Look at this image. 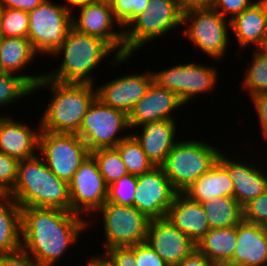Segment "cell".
Wrapping results in <instances>:
<instances>
[{"label": "cell", "instance_id": "1", "mask_svg": "<svg viewBox=\"0 0 267 266\" xmlns=\"http://www.w3.org/2000/svg\"><path fill=\"white\" fill-rule=\"evenodd\" d=\"M87 218L62 209L21 208L22 250L43 266L60 264V259L89 227ZM80 234V235H79Z\"/></svg>", "mask_w": 267, "mask_h": 266}, {"label": "cell", "instance_id": "2", "mask_svg": "<svg viewBox=\"0 0 267 266\" xmlns=\"http://www.w3.org/2000/svg\"><path fill=\"white\" fill-rule=\"evenodd\" d=\"M113 52L114 55L111 58L110 54ZM51 55L53 57L62 55V62L54 71L44 72L45 77L61 83L92 85L96 82L91 74L106 57L110 56L113 62L111 64L115 66L125 63L132 57V55L117 54L106 41L81 33L73 27L68 31L63 43Z\"/></svg>", "mask_w": 267, "mask_h": 266}, {"label": "cell", "instance_id": "3", "mask_svg": "<svg viewBox=\"0 0 267 266\" xmlns=\"http://www.w3.org/2000/svg\"><path fill=\"white\" fill-rule=\"evenodd\" d=\"M9 195L21 207L57 208L71 212L69 185L58 178L38 154L20 160Z\"/></svg>", "mask_w": 267, "mask_h": 266}, {"label": "cell", "instance_id": "4", "mask_svg": "<svg viewBox=\"0 0 267 266\" xmlns=\"http://www.w3.org/2000/svg\"><path fill=\"white\" fill-rule=\"evenodd\" d=\"M42 88L51 89L52 97L41 116V130L53 133H76L89 106L97 97L96 86L61 83L44 76L33 87V93L36 95V91Z\"/></svg>", "mask_w": 267, "mask_h": 266}, {"label": "cell", "instance_id": "5", "mask_svg": "<svg viewBox=\"0 0 267 266\" xmlns=\"http://www.w3.org/2000/svg\"><path fill=\"white\" fill-rule=\"evenodd\" d=\"M222 151L206 141L178 140L161 165L178 193H183L218 161Z\"/></svg>", "mask_w": 267, "mask_h": 266}, {"label": "cell", "instance_id": "6", "mask_svg": "<svg viewBox=\"0 0 267 266\" xmlns=\"http://www.w3.org/2000/svg\"><path fill=\"white\" fill-rule=\"evenodd\" d=\"M182 13L175 0H149L147 8L123 29L124 55L181 27Z\"/></svg>", "mask_w": 267, "mask_h": 266}, {"label": "cell", "instance_id": "7", "mask_svg": "<svg viewBox=\"0 0 267 266\" xmlns=\"http://www.w3.org/2000/svg\"><path fill=\"white\" fill-rule=\"evenodd\" d=\"M189 24V25H188ZM182 35L210 58L220 62L227 54L230 20L222 17L212 6L182 13Z\"/></svg>", "mask_w": 267, "mask_h": 266}, {"label": "cell", "instance_id": "8", "mask_svg": "<svg viewBox=\"0 0 267 266\" xmlns=\"http://www.w3.org/2000/svg\"><path fill=\"white\" fill-rule=\"evenodd\" d=\"M127 129L131 130L128 115L109 107L96 97L75 134L84 140L89 152H92L97 149L115 147L131 134L126 131ZM123 130L129 134L123 135Z\"/></svg>", "mask_w": 267, "mask_h": 266}, {"label": "cell", "instance_id": "9", "mask_svg": "<svg viewBox=\"0 0 267 266\" xmlns=\"http://www.w3.org/2000/svg\"><path fill=\"white\" fill-rule=\"evenodd\" d=\"M72 15L62 4L50 0L28 12V39L39 55H51L63 43L72 27Z\"/></svg>", "mask_w": 267, "mask_h": 266}, {"label": "cell", "instance_id": "10", "mask_svg": "<svg viewBox=\"0 0 267 266\" xmlns=\"http://www.w3.org/2000/svg\"><path fill=\"white\" fill-rule=\"evenodd\" d=\"M98 212L102 215L104 250L146 242L150 220L135 207L106 201L94 215Z\"/></svg>", "mask_w": 267, "mask_h": 266}, {"label": "cell", "instance_id": "11", "mask_svg": "<svg viewBox=\"0 0 267 266\" xmlns=\"http://www.w3.org/2000/svg\"><path fill=\"white\" fill-rule=\"evenodd\" d=\"M215 65L184 63L153 71V82L175 93L187 105L196 96L214 90L218 79Z\"/></svg>", "mask_w": 267, "mask_h": 266}, {"label": "cell", "instance_id": "12", "mask_svg": "<svg viewBox=\"0 0 267 266\" xmlns=\"http://www.w3.org/2000/svg\"><path fill=\"white\" fill-rule=\"evenodd\" d=\"M38 154L58 178L69 183L90 152L84 140L75 133L41 130Z\"/></svg>", "mask_w": 267, "mask_h": 266}, {"label": "cell", "instance_id": "13", "mask_svg": "<svg viewBox=\"0 0 267 266\" xmlns=\"http://www.w3.org/2000/svg\"><path fill=\"white\" fill-rule=\"evenodd\" d=\"M68 185L71 212L84 218L94 216L107 201L108 186L91 154L80 164Z\"/></svg>", "mask_w": 267, "mask_h": 266}, {"label": "cell", "instance_id": "14", "mask_svg": "<svg viewBox=\"0 0 267 266\" xmlns=\"http://www.w3.org/2000/svg\"><path fill=\"white\" fill-rule=\"evenodd\" d=\"M177 193L162 167L155 166L137 175L134 207L149 220L165 218Z\"/></svg>", "mask_w": 267, "mask_h": 266}, {"label": "cell", "instance_id": "15", "mask_svg": "<svg viewBox=\"0 0 267 266\" xmlns=\"http://www.w3.org/2000/svg\"><path fill=\"white\" fill-rule=\"evenodd\" d=\"M78 10L79 17L72 15L74 29L106 41L117 54L124 55V31L114 17L110 2L97 0ZM116 24L121 31L113 29Z\"/></svg>", "mask_w": 267, "mask_h": 266}, {"label": "cell", "instance_id": "16", "mask_svg": "<svg viewBox=\"0 0 267 266\" xmlns=\"http://www.w3.org/2000/svg\"><path fill=\"white\" fill-rule=\"evenodd\" d=\"M152 82V71L123 75L96 86L97 98L109 107L128 115L146 94Z\"/></svg>", "mask_w": 267, "mask_h": 266}, {"label": "cell", "instance_id": "17", "mask_svg": "<svg viewBox=\"0 0 267 266\" xmlns=\"http://www.w3.org/2000/svg\"><path fill=\"white\" fill-rule=\"evenodd\" d=\"M146 243L169 265L177 266L197 245L166 218L150 220Z\"/></svg>", "mask_w": 267, "mask_h": 266}, {"label": "cell", "instance_id": "18", "mask_svg": "<svg viewBox=\"0 0 267 266\" xmlns=\"http://www.w3.org/2000/svg\"><path fill=\"white\" fill-rule=\"evenodd\" d=\"M183 105L175 93L152 82L146 94L128 114L129 126L134 129L146 122L175 120L173 112Z\"/></svg>", "mask_w": 267, "mask_h": 266}, {"label": "cell", "instance_id": "19", "mask_svg": "<svg viewBox=\"0 0 267 266\" xmlns=\"http://www.w3.org/2000/svg\"><path fill=\"white\" fill-rule=\"evenodd\" d=\"M37 127L33 130L26 122L17 121L8 114L0 113V152L18 161L37 155L40 120Z\"/></svg>", "mask_w": 267, "mask_h": 266}, {"label": "cell", "instance_id": "20", "mask_svg": "<svg viewBox=\"0 0 267 266\" xmlns=\"http://www.w3.org/2000/svg\"><path fill=\"white\" fill-rule=\"evenodd\" d=\"M223 152L219 154L218 161L227 169L234 186V198L243 207L267 190V173L257 164L245 163V160L239 162L236 158L232 160L227 152Z\"/></svg>", "mask_w": 267, "mask_h": 266}, {"label": "cell", "instance_id": "21", "mask_svg": "<svg viewBox=\"0 0 267 266\" xmlns=\"http://www.w3.org/2000/svg\"><path fill=\"white\" fill-rule=\"evenodd\" d=\"M237 243L227 266H267V226L242 220L236 225Z\"/></svg>", "mask_w": 267, "mask_h": 266}, {"label": "cell", "instance_id": "22", "mask_svg": "<svg viewBox=\"0 0 267 266\" xmlns=\"http://www.w3.org/2000/svg\"><path fill=\"white\" fill-rule=\"evenodd\" d=\"M176 123L175 120L146 122L135 127L142 129L139 134L131 131L154 166H161L165 162L167 155L179 140L176 135L179 131Z\"/></svg>", "mask_w": 267, "mask_h": 266}, {"label": "cell", "instance_id": "23", "mask_svg": "<svg viewBox=\"0 0 267 266\" xmlns=\"http://www.w3.org/2000/svg\"><path fill=\"white\" fill-rule=\"evenodd\" d=\"M231 30L241 49L267 47V0L255 2L236 15L231 21ZM249 45V46H248Z\"/></svg>", "mask_w": 267, "mask_h": 266}, {"label": "cell", "instance_id": "24", "mask_svg": "<svg viewBox=\"0 0 267 266\" xmlns=\"http://www.w3.org/2000/svg\"><path fill=\"white\" fill-rule=\"evenodd\" d=\"M165 218L196 245L210 230L202 204L191 200L183 193L175 195Z\"/></svg>", "mask_w": 267, "mask_h": 266}, {"label": "cell", "instance_id": "25", "mask_svg": "<svg viewBox=\"0 0 267 266\" xmlns=\"http://www.w3.org/2000/svg\"><path fill=\"white\" fill-rule=\"evenodd\" d=\"M183 194L202 204L214 197H234V186L227 169L217 161L207 173L201 175Z\"/></svg>", "mask_w": 267, "mask_h": 266}, {"label": "cell", "instance_id": "26", "mask_svg": "<svg viewBox=\"0 0 267 266\" xmlns=\"http://www.w3.org/2000/svg\"><path fill=\"white\" fill-rule=\"evenodd\" d=\"M22 248L21 207L5 193H0V254Z\"/></svg>", "mask_w": 267, "mask_h": 266}, {"label": "cell", "instance_id": "27", "mask_svg": "<svg viewBox=\"0 0 267 266\" xmlns=\"http://www.w3.org/2000/svg\"><path fill=\"white\" fill-rule=\"evenodd\" d=\"M237 243L236 225L210 229L197 244V249L216 266L226 265Z\"/></svg>", "mask_w": 267, "mask_h": 266}, {"label": "cell", "instance_id": "28", "mask_svg": "<svg viewBox=\"0 0 267 266\" xmlns=\"http://www.w3.org/2000/svg\"><path fill=\"white\" fill-rule=\"evenodd\" d=\"M0 56L5 71L17 74L39 55L28 38L0 37Z\"/></svg>", "mask_w": 267, "mask_h": 266}, {"label": "cell", "instance_id": "29", "mask_svg": "<svg viewBox=\"0 0 267 266\" xmlns=\"http://www.w3.org/2000/svg\"><path fill=\"white\" fill-rule=\"evenodd\" d=\"M113 266H169L146 242L105 250Z\"/></svg>", "mask_w": 267, "mask_h": 266}, {"label": "cell", "instance_id": "30", "mask_svg": "<svg viewBox=\"0 0 267 266\" xmlns=\"http://www.w3.org/2000/svg\"><path fill=\"white\" fill-rule=\"evenodd\" d=\"M202 206L210 229L235 226L243 220V208L234 197H214Z\"/></svg>", "mask_w": 267, "mask_h": 266}, {"label": "cell", "instance_id": "31", "mask_svg": "<svg viewBox=\"0 0 267 266\" xmlns=\"http://www.w3.org/2000/svg\"><path fill=\"white\" fill-rule=\"evenodd\" d=\"M18 74L7 72L0 75V109L33 94V87L44 77V73L39 75Z\"/></svg>", "mask_w": 267, "mask_h": 266}, {"label": "cell", "instance_id": "32", "mask_svg": "<svg viewBox=\"0 0 267 266\" xmlns=\"http://www.w3.org/2000/svg\"><path fill=\"white\" fill-rule=\"evenodd\" d=\"M252 56L241 82L250 98L267 91V47L255 49Z\"/></svg>", "mask_w": 267, "mask_h": 266}, {"label": "cell", "instance_id": "33", "mask_svg": "<svg viewBox=\"0 0 267 266\" xmlns=\"http://www.w3.org/2000/svg\"><path fill=\"white\" fill-rule=\"evenodd\" d=\"M115 148L118 150L128 174L140 175L155 167L132 134L122 139Z\"/></svg>", "mask_w": 267, "mask_h": 266}, {"label": "cell", "instance_id": "34", "mask_svg": "<svg viewBox=\"0 0 267 266\" xmlns=\"http://www.w3.org/2000/svg\"><path fill=\"white\" fill-rule=\"evenodd\" d=\"M90 154L98 164L99 171L107 186L128 174L126 166L115 147L97 149Z\"/></svg>", "mask_w": 267, "mask_h": 266}, {"label": "cell", "instance_id": "35", "mask_svg": "<svg viewBox=\"0 0 267 266\" xmlns=\"http://www.w3.org/2000/svg\"><path fill=\"white\" fill-rule=\"evenodd\" d=\"M28 12L19 9H0V37L28 38Z\"/></svg>", "mask_w": 267, "mask_h": 266}, {"label": "cell", "instance_id": "36", "mask_svg": "<svg viewBox=\"0 0 267 266\" xmlns=\"http://www.w3.org/2000/svg\"><path fill=\"white\" fill-rule=\"evenodd\" d=\"M136 188L137 175L126 174L108 186L107 201L134 207Z\"/></svg>", "mask_w": 267, "mask_h": 266}, {"label": "cell", "instance_id": "37", "mask_svg": "<svg viewBox=\"0 0 267 266\" xmlns=\"http://www.w3.org/2000/svg\"><path fill=\"white\" fill-rule=\"evenodd\" d=\"M109 2L116 21L124 29L147 8L149 0H110Z\"/></svg>", "mask_w": 267, "mask_h": 266}, {"label": "cell", "instance_id": "38", "mask_svg": "<svg viewBox=\"0 0 267 266\" xmlns=\"http://www.w3.org/2000/svg\"><path fill=\"white\" fill-rule=\"evenodd\" d=\"M242 208L244 221L267 226V190Z\"/></svg>", "mask_w": 267, "mask_h": 266}, {"label": "cell", "instance_id": "39", "mask_svg": "<svg viewBox=\"0 0 267 266\" xmlns=\"http://www.w3.org/2000/svg\"><path fill=\"white\" fill-rule=\"evenodd\" d=\"M18 160L0 152V193L9 194L17 177Z\"/></svg>", "mask_w": 267, "mask_h": 266}, {"label": "cell", "instance_id": "40", "mask_svg": "<svg viewBox=\"0 0 267 266\" xmlns=\"http://www.w3.org/2000/svg\"><path fill=\"white\" fill-rule=\"evenodd\" d=\"M254 0H212V7L224 18L232 20L244 9L250 7Z\"/></svg>", "mask_w": 267, "mask_h": 266}, {"label": "cell", "instance_id": "41", "mask_svg": "<svg viewBox=\"0 0 267 266\" xmlns=\"http://www.w3.org/2000/svg\"><path fill=\"white\" fill-rule=\"evenodd\" d=\"M254 104L255 113L259 121V129L262 133V138L267 141V91H263L255 96L251 97Z\"/></svg>", "mask_w": 267, "mask_h": 266}, {"label": "cell", "instance_id": "42", "mask_svg": "<svg viewBox=\"0 0 267 266\" xmlns=\"http://www.w3.org/2000/svg\"><path fill=\"white\" fill-rule=\"evenodd\" d=\"M0 266H43L22 249L11 254H0Z\"/></svg>", "mask_w": 267, "mask_h": 266}, {"label": "cell", "instance_id": "43", "mask_svg": "<svg viewBox=\"0 0 267 266\" xmlns=\"http://www.w3.org/2000/svg\"><path fill=\"white\" fill-rule=\"evenodd\" d=\"M45 0H0L1 9H19L22 11H32Z\"/></svg>", "mask_w": 267, "mask_h": 266}, {"label": "cell", "instance_id": "44", "mask_svg": "<svg viewBox=\"0 0 267 266\" xmlns=\"http://www.w3.org/2000/svg\"><path fill=\"white\" fill-rule=\"evenodd\" d=\"M177 266H216L209 258L197 248L186 256Z\"/></svg>", "mask_w": 267, "mask_h": 266}, {"label": "cell", "instance_id": "45", "mask_svg": "<svg viewBox=\"0 0 267 266\" xmlns=\"http://www.w3.org/2000/svg\"><path fill=\"white\" fill-rule=\"evenodd\" d=\"M178 8L182 11L208 8L212 6V0H175Z\"/></svg>", "mask_w": 267, "mask_h": 266}, {"label": "cell", "instance_id": "46", "mask_svg": "<svg viewBox=\"0 0 267 266\" xmlns=\"http://www.w3.org/2000/svg\"><path fill=\"white\" fill-rule=\"evenodd\" d=\"M97 0H65V4L62 5L71 13H74V7L79 8L81 6H85ZM67 2V3H66ZM73 9V10H72Z\"/></svg>", "mask_w": 267, "mask_h": 266}, {"label": "cell", "instance_id": "47", "mask_svg": "<svg viewBox=\"0 0 267 266\" xmlns=\"http://www.w3.org/2000/svg\"><path fill=\"white\" fill-rule=\"evenodd\" d=\"M89 259L85 262L87 263L86 266H113L103 254L101 257L99 255H93Z\"/></svg>", "mask_w": 267, "mask_h": 266}, {"label": "cell", "instance_id": "48", "mask_svg": "<svg viewBox=\"0 0 267 266\" xmlns=\"http://www.w3.org/2000/svg\"><path fill=\"white\" fill-rule=\"evenodd\" d=\"M5 73H7V72L5 71V69H4L3 65H2L1 56H0V75L5 74Z\"/></svg>", "mask_w": 267, "mask_h": 266}]
</instances>
